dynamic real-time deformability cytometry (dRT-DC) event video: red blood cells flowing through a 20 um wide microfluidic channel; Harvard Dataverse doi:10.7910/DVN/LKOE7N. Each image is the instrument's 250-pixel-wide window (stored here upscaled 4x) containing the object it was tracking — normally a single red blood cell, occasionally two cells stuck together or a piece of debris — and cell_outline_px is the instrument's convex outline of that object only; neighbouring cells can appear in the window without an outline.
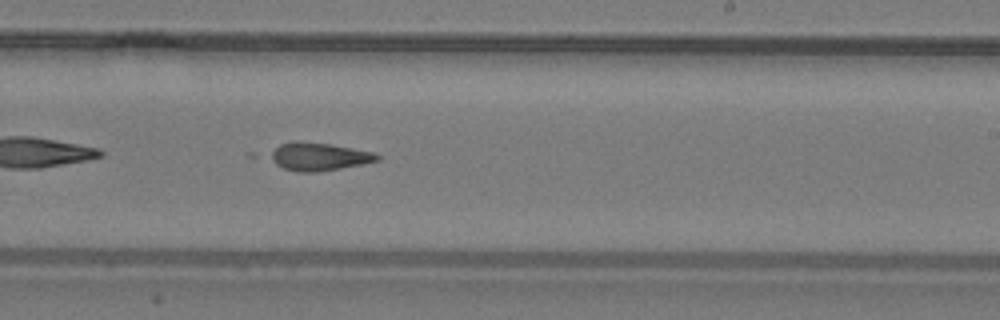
{"species": "common noctule bat (a hibernating species)", "species_latin": "Nyctalus noctula", "temperature_condition": "warm", "stored_images_in_passage": 25, "camera_frame_rate_fps": 3000, "um_per_image_px": 0.085, "animal": {"sex": "male", "body_mass_g": 19.2, "forearm_length_mm": 51.8}, "frame": {"image": 1, "passage_image": 11, "time_ms": 3.333, "image_size_px": [1000, 320], "cell_outline_px": [[380, 160], [340, 168], [316, 172], [296, 172], [284, 168], [276, 164], [264, 156], [268, 152], [280, 144], [292, 140], [300, 140], [332, 144], [372, 152], [380, 156]], "centroid_in_image_um": [26.98, 13.29], "position_along_channel_um": 262.0, "area_um2": 17.74}}